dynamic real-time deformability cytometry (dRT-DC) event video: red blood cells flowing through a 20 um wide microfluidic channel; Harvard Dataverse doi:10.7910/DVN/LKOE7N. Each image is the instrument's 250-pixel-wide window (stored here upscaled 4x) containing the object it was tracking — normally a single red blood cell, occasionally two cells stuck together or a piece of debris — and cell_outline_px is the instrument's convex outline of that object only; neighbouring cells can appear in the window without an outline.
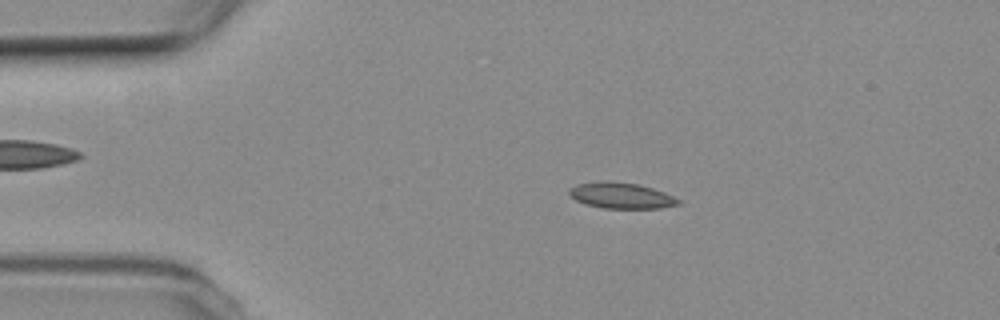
{"species": "common noctule bat (a hibernating species)", "species_latin": "Nyctalus noctula", "temperature_condition": "room temperature", "stored_images_in_passage": 15, "camera_frame_rate_fps": 3000, "um_per_image_px": 0.085, "animal": {"sex": "female", "body_mass_g": 19.3, "forearm_length_mm": 54.1}, "frame": {"image": 1, "passage_image": 11, "time_ms": 3.333, "image_size_px": [1000, 320], "cell_outline_px": [[680, 204], [660, 208], [604, 208], [584, 204], [576, 200], [568, 192], [568, 188], [576, 184], [600, 180], [604, 180], [640, 184], [664, 192], [680, 200]], "centroid_in_image_um": [52.76, 16.61], "position_along_channel_um": 32.2, "area_um2": 16.59}}